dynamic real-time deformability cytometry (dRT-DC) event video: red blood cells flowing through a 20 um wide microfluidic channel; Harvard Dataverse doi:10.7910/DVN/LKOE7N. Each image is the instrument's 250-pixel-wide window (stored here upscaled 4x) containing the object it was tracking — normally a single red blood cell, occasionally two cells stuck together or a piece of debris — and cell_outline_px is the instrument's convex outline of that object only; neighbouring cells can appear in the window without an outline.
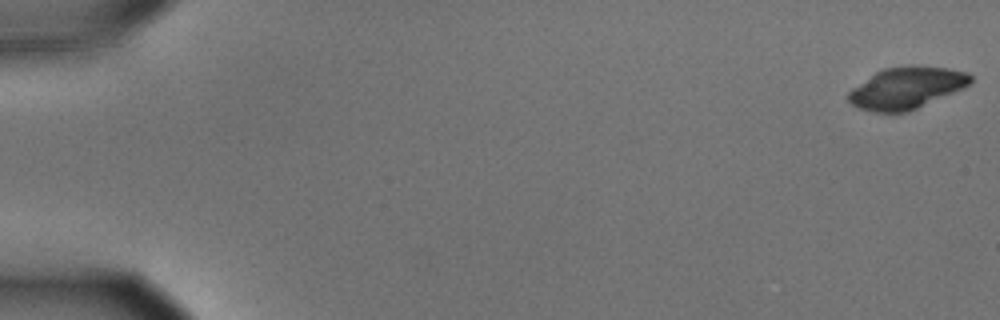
{"species": "common noctule bat (a hibernating species)", "species_latin": "Nyctalus noctula", "temperature_condition": "cold", "stored_images_in_passage": 45, "camera_frame_rate_fps": 3000, "um_per_image_px": 0.085, "animal": {"sex": "male", "body_mass_g": 15.6}, "frame": {"image": 1, "passage_image": 1, "time_ms": 0.0, "image_size_px": [1000, 320], "cell_outline_px": [[972, 80], [964, 88], [916, 108], [904, 112], [876, 112], [860, 108], [852, 104], [848, 100], [848, 92], [852, 88], [876, 72], [884, 68], [948, 68], [968, 72], [972, 76]], "centroid_in_image_um": [77.04, 7.5], "position_along_channel_um": 8.0, "area_um2": 28.61}}
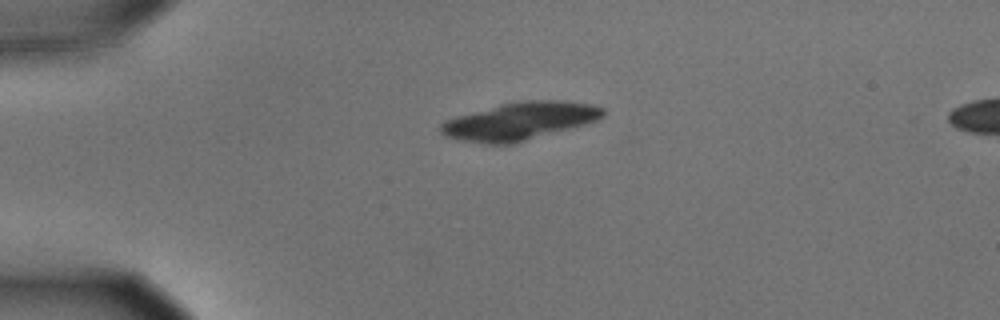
{"frame": {"image": 2, "passage_image": 14, "time_ms": 4.333, "image_size_px": [1000, 320], "cell_outline_px": [[604, 116], [596, 120], [584, 124], [516, 144], [488, 144], [460, 140], [444, 136], [440, 132], [440, 124], [444, 120], [456, 116], [500, 104], [520, 100], [564, 100], [592, 104], [604, 108]], "centroid_in_image_um": [44.16, 10.29], "position_along_channel_um": 40.8, "area_um2": 35.84}, "authors_computed_cell_mechanics": {"area_um2": 20.6924, "velocity_mm_per_s": 3.5828, "shape_relaxation_time_tau1_ms": 2.4084, "shape_relaxation_time_tau2_ms": null, "deformation_change_tau1": 0.0795, "deformation_change_tau2": null}}